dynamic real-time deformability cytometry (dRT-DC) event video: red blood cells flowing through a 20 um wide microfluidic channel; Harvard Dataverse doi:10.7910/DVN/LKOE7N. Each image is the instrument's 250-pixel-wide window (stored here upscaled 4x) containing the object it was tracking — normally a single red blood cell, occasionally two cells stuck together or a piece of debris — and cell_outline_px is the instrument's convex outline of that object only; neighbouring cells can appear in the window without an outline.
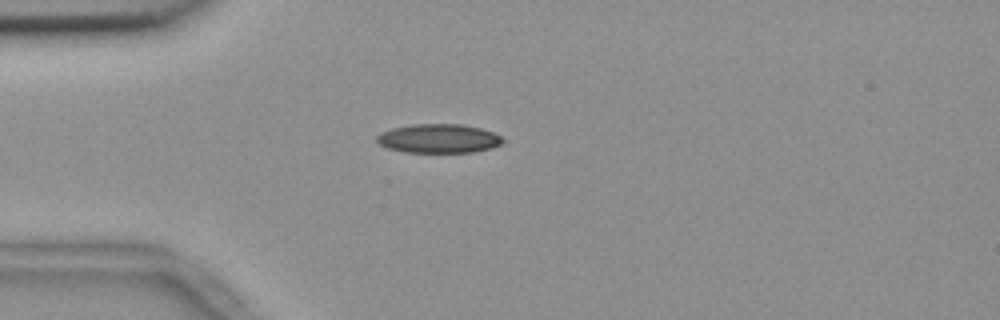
{"species": "common noctule bat (a hibernating species)", "species_latin": "Nyctalus noctula", "temperature_condition": "room temperature", "stored_images_in_passage": 51, "camera_frame_rate_fps": 3000, "um_per_image_px": 0.085, "animal": {"sex": "female", "body_mass_g": 18.4}, "frame": {"image": 1, "passage_image": 14, "time_ms": 4.333, "image_size_px": [1000, 320], "cell_outline_px": [[504, 140], [500, 144], [492, 148], [472, 152], [404, 152], [388, 148], [380, 144], [376, 140], [376, 136], [380, 132], [392, 128], [416, 124], [460, 124], [480, 128], [492, 132], [500, 136]], "centroid_in_image_um": [37.26, 11.77], "position_along_channel_um": 47.7, "area_um2": 21.15}}
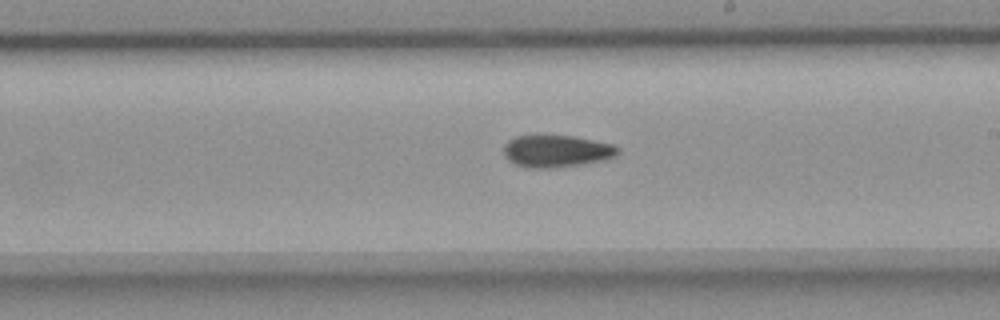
{"frame": {"image": 2, "passage_image": 31, "time_ms": 10.0, "image_size_px": [1000, 320], "cell_outline_px": [[620, 152], [616, 156], [604, 160], [548, 168], [532, 168], [516, 164], [508, 160], [504, 156], [504, 144], [508, 140], [516, 136], [532, 132], [544, 132], [572, 136], [616, 144], [620, 148]], "centroid_in_image_um": [47.27, 12.77], "position_along_channel_um": 241.7, "area_um2": 22.2}}
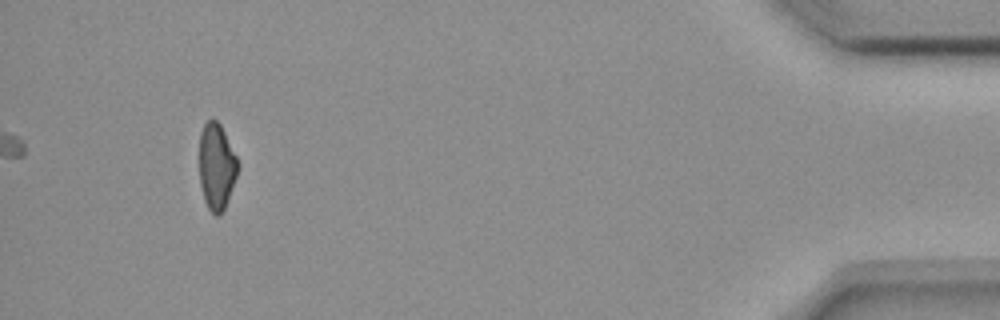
{"frame": {"image": 3, "passage_image": 51, "time_ms": 16.667, "image_size_px": [1000, 320], "cell_outline_px": [[240, 168], [224, 208], [216, 216], [208, 208], [204, 200], [200, 184], [200, 132], [204, 124], [208, 120], [216, 120], [220, 124], [240, 164]], "centroid_in_image_um": [18.41, 14.14], "position_along_channel_um": 416.8, "area_um2": 19.19}, "authors_computed_cell_mechanics": {"area_um2": 21.1548, "velocity_mm_per_s": 3.6842, "shape_relaxation_time_tau1_ms": 6.3924, "shape_relaxation_time_tau2_ms": 9.9648, "deformation_change_tau1": 0.1517, "deformation_change_tau2": 0.1515}}